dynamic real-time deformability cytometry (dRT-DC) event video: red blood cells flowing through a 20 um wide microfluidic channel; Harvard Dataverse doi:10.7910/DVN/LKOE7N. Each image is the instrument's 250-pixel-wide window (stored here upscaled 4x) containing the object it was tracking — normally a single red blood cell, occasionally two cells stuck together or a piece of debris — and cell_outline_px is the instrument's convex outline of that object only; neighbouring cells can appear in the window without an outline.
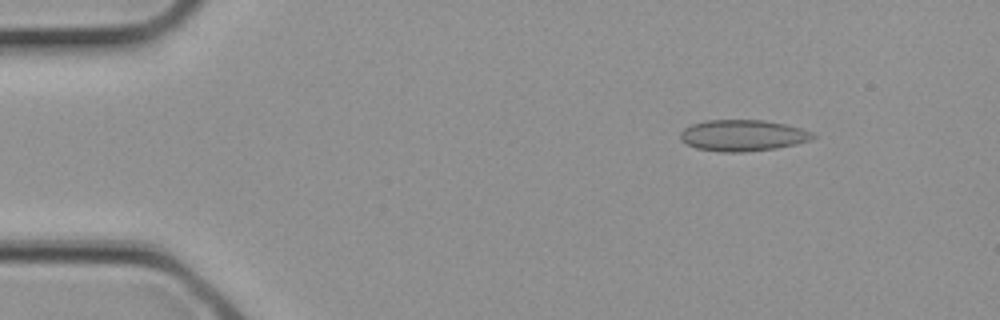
{"species": "common noctule bat (a hibernating species)", "species_latin": "Nyctalus noctula", "temperature_condition": "cold", "stored_images_in_passage": 3, "camera_frame_rate_fps": 3000, "um_per_image_px": 0.085, "animal": {"sex": "female", "body_mass_g": 21.9}, "frame": {"image": 1, "passage_image": 1, "time_ms": 0.0, "image_size_px": [1000, 320], "cell_outline_px": [[816, 136], [808, 140], [796, 144], [776, 148], [744, 152], [720, 152], [696, 148], [680, 140], [680, 132], [684, 128], [692, 124], [704, 120], [764, 120], [784, 124], [800, 128], [812, 132]], "centroid_in_image_um": [63.1, 11.51], "position_along_channel_um": 21.9, "area_um2": 24.1}}